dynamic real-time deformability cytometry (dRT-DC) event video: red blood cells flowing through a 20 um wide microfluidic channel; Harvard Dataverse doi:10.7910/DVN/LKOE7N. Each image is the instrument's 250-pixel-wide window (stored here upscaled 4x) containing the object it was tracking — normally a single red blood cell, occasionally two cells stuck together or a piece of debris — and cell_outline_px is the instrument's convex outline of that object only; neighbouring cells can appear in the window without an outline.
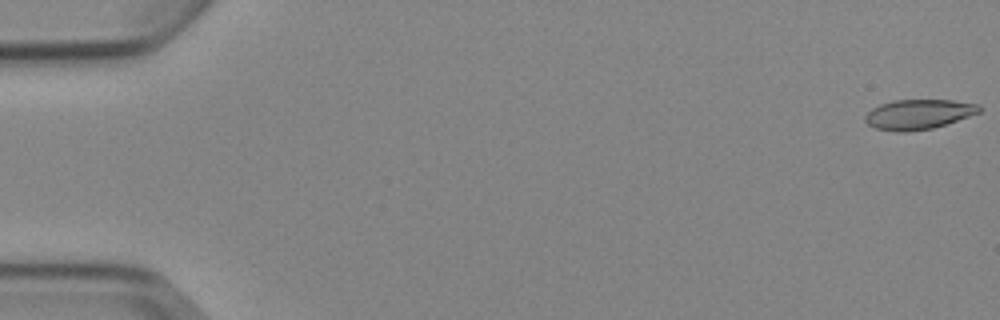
{"species": "Egyptian fruit bat (a non-hibernating species)", "species_latin": "Rousettus aegyptiacus", "temperature_condition": "cold", "stored_images_in_passage": 6, "camera_frame_rate_fps": 3000, "um_per_image_px": 0.085, "animal": {"sex": "female"}, "frame": {"image": 1, "passage_image": 1, "time_ms": 0.0, "image_size_px": [1000, 320], "cell_outline_px": [[984, 108], [980, 112], [932, 128], [904, 132], [896, 132], [876, 128], [868, 124], [864, 120], [864, 116], [872, 108], [880, 104], [892, 100], [952, 100], [980, 104]], "centroid_in_image_um": [78.06, 9.7], "position_along_channel_um": 6.9, "area_um2": 19.83}}
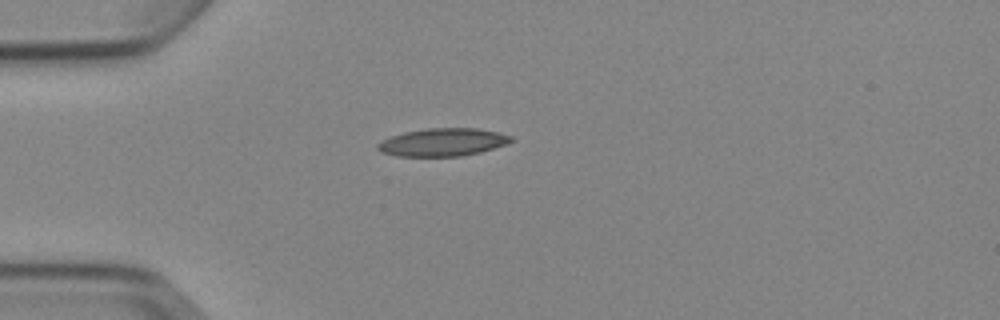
{"frame": {"image": 2, "passage_image": 5, "time_ms": 4.667, "image_size_px": [1000, 320], "cell_outline_px": [[516, 140], [480, 152], [460, 156], [396, 156], [380, 152], [376, 148], [376, 144], [380, 140], [404, 132], [424, 128], [476, 128], [496, 132], [512, 136]], "centroid_in_image_um": [37.58, 12.08], "position_along_channel_um": 47.4, "area_um2": 21.68}}